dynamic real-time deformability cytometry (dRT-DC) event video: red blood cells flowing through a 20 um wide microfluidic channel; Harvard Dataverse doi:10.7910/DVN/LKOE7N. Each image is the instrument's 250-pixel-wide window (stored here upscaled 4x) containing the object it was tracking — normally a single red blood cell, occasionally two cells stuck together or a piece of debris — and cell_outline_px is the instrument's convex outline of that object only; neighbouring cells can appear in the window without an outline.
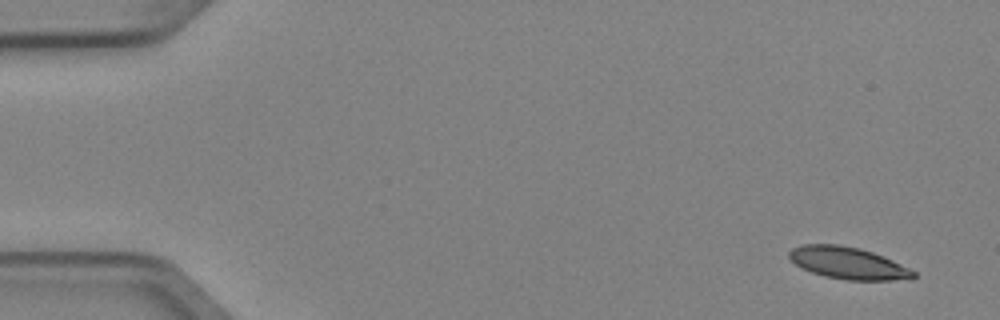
{"species": "Egyptian fruit bat (a non-hibernating species)", "species_latin": "Rousettus aegyptiacus", "temperature_condition": "cold", "stored_images_in_passage": 4, "camera_frame_rate_fps": 3000, "um_per_image_px": 0.085, "animal": {"sex": "female"}, "frame": {"image": 1, "passage_image": 1, "time_ms": 0.0, "image_size_px": [1000, 320], "cell_outline_px": [[916, 276], [912, 280], [848, 280], [824, 276], [812, 272], [796, 264], [788, 256], [788, 252], [792, 248], [800, 244], [836, 244], [860, 248], [872, 252], [892, 260], [916, 272]], "centroid_in_image_um": [72.1, 22.36], "position_along_channel_um": 12.9, "area_um2": 23.12}}